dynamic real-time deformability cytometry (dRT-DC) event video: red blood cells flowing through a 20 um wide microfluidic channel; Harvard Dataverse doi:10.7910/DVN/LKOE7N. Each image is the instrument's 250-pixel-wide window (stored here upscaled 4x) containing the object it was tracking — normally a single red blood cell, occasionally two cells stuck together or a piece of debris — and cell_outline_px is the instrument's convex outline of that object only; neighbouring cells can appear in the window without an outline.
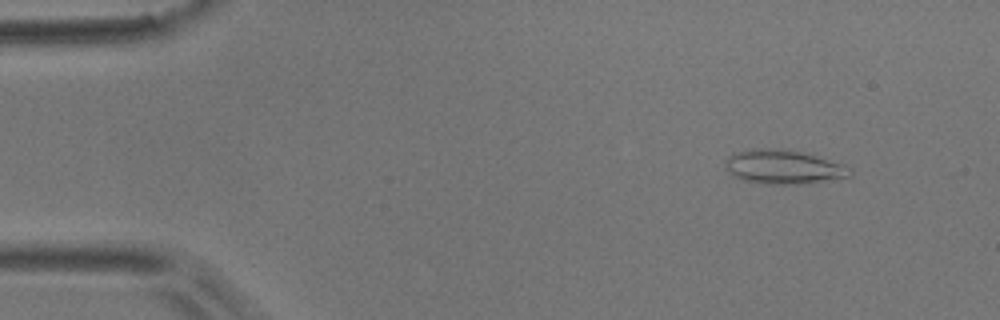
{"species": "common noctule bat (a hibernating species)", "species_latin": "Nyctalus noctula", "temperature_condition": "room temperature", "stored_images_in_passage": 4, "camera_frame_rate_fps": 3000, "um_per_image_px": 0.085, "animal": {"sex": "male", "body_mass_g": 17.9}, "frame": {"image": 1, "passage_image": 1, "time_ms": 0.0, "image_size_px": [1000, 320], "cell_outline_px": [[852, 176], [792, 184], [768, 184], [740, 180], [728, 172], [728, 156], [736, 152], [756, 148], [768, 148], [800, 152], [844, 164], [852, 168]], "centroid_in_image_um": [66.59, 14.19], "position_along_channel_um": 18.4, "area_um2": 24.1}}